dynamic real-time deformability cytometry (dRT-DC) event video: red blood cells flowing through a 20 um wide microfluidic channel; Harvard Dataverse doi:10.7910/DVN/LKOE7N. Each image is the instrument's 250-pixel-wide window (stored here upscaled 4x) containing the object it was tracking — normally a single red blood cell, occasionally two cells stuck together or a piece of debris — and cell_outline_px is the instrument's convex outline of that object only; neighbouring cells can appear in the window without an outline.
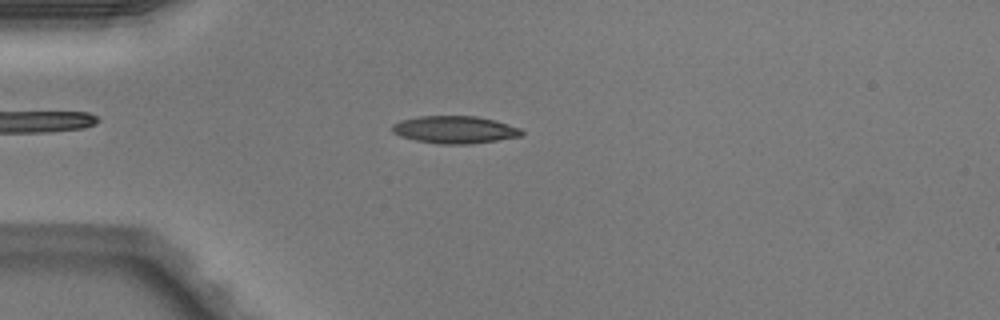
{"species": "Egyptian fruit bat (a non-hibernating species)", "species_latin": "Rousettus aegyptiacus", "temperature_condition": "warm", "stored_images_in_passage": 37, "camera_frame_rate_fps": 3000, "um_per_image_px": 0.085, "animal": {"sex": "male"}, "frame": {"image": 1, "passage_image": 1, "time_ms": 0.0, "image_size_px": [1000, 320], "cell_outline_px": [[524, 132], [520, 136], [496, 140], [468, 144], [440, 144], [416, 140], [400, 136], [392, 132], [392, 124], [400, 120], [420, 116], [476, 116], [496, 120], [520, 128]], "centroid_in_image_um": [38.64, 11.01], "position_along_channel_um": 46.4, "area_um2": 20.63}}
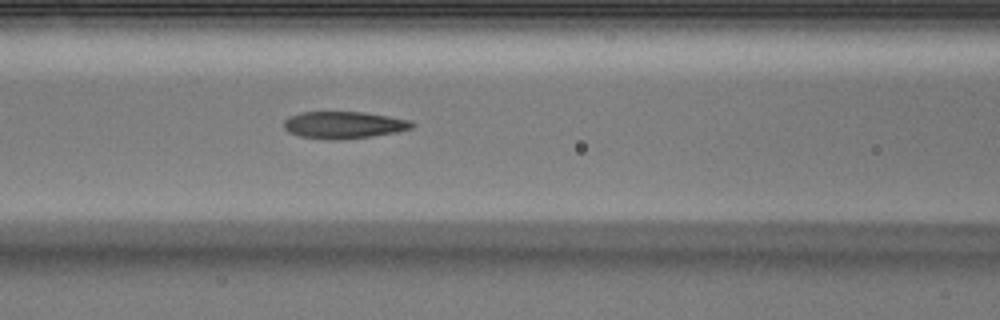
{"frame": {"image": 2, "passage_image": 9, "time_ms": 2.667, "image_size_px": [1000, 320], "cell_outline_px": [[416, 124], [412, 128], [396, 132], [368, 136], [332, 140], [300, 136], [288, 132], [284, 128], [284, 120], [288, 116], [300, 112], [364, 112], [412, 120]], "centroid_in_image_um": [29.21, 10.61], "position_along_channel_um": 137.4, "area_um2": 20.11}}
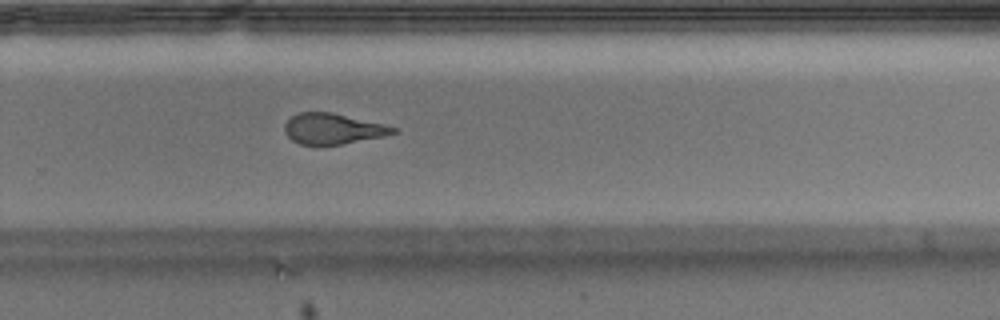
{"frame": {"image": 3, "passage_image": 21, "time_ms": 6.667, "image_size_px": [1000, 320], "cell_outline_px": [[396, 132], [384, 136], [340, 144], [300, 144], [292, 140], [284, 132], [284, 124], [292, 116], [300, 112], [332, 112], [384, 124], [396, 128]], "centroid_in_image_um": [28.26, 10.93], "position_along_channel_um": 301.5, "area_um2": 19.13}, "authors_computed_cell_mechanics": {"area_um2": 20.519, "velocity_mm_per_s": 4.1088, "shape_relaxation_time_tau1_ms": null, "shape_relaxation_time_tau2_ms": 1.8879, "deformation_change_tau1": null, "deformation_change_tau2": 0.1139}}